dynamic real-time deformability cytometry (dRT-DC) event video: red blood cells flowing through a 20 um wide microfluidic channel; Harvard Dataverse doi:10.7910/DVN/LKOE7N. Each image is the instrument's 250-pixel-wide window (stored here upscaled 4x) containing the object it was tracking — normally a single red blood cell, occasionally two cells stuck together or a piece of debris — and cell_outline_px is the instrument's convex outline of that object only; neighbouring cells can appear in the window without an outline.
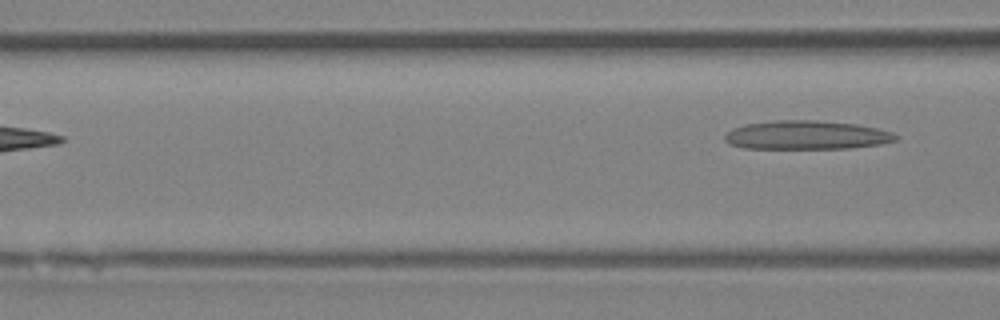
{"species": "Egyptian fruit bat (a non-hibernating species)", "species_latin": "Rousettus aegyptiacus", "temperature_condition": "room temperature", "stored_images_in_passage": 6, "camera_frame_rate_fps": 3000, "um_per_image_px": 0.085, "animal": {"sex": "female"}, "frame": {"image": 1, "passage_image": 6, "time_ms": 6.0, "image_size_px": [1000, 320], "cell_outline_px": [[900, 136], [896, 140], [880, 144], [848, 148], [744, 148], [728, 144], [724, 140], [724, 136], [732, 128], [744, 124], [772, 120], [812, 120], [856, 124], [876, 128], [892, 132]], "centroid_in_image_um": [68.52, 11.48], "position_along_channel_um": 98.1, "area_um2": 28.67}}